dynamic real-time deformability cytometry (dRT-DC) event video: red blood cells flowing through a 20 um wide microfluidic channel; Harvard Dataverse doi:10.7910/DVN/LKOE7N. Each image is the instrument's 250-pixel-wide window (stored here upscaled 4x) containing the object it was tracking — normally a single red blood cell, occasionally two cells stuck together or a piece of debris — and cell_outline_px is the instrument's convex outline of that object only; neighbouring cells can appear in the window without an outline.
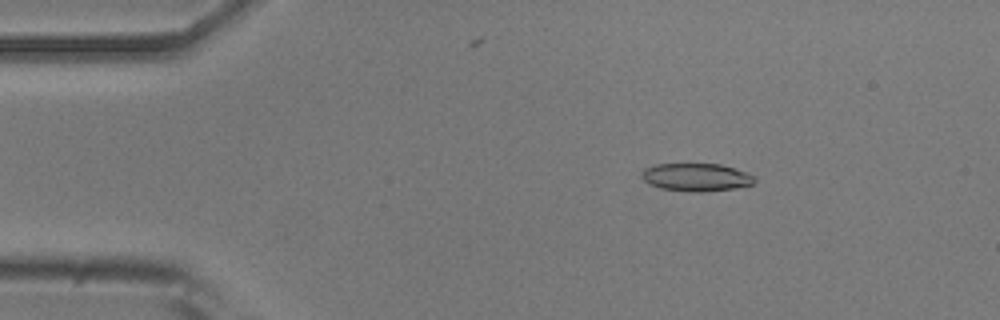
{"species": "common noctule bat (a hibernating species)", "species_latin": "Nyctalus noctula", "temperature_condition": "room temperature", "stored_images_in_passage": 52, "camera_frame_rate_fps": 3000, "um_per_image_px": 0.085, "animal": {"sex": "male", "body_mass_g": 20.5, "forearm_length_mm": 52.5}, "frame": {"image": 1, "passage_image": 8, "time_ms": 2.333, "image_size_px": [1000, 320], "cell_outline_px": [[756, 180], [752, 184], [736, 188], [704, 192], [688, 192], [660, 188], [648, 184], [640, 176], [640, 172], [644, 168], [656, 164], [720, 164], [748, 172], [756, 176]], "centroid_in_image_um": [59.17, 15.07], "position_along_channel_um": 25.8, "area_um2": 18.67}}
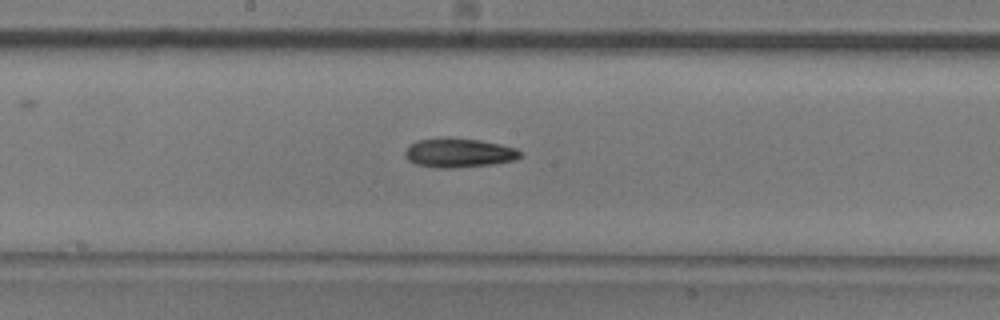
{"frame": {"image": 2, "passage_image": 27, "time_ms": 8.667, "image_size_px": [1000, 320], "cell_outline_px": [[520, 156], [516, 160], [492, 164], [452, 168], [436, 168], [416, 164], [408, 160], [404, 156], [404, 152], [416, 140], [440, 136], [448, 136], [480, 140], [500, 144], [516, 148], [520, 152]], "centroid_in_image_um": [38.96, 12.97], "position_along_channel_um": 209.2, "area_um2": 19.88}}
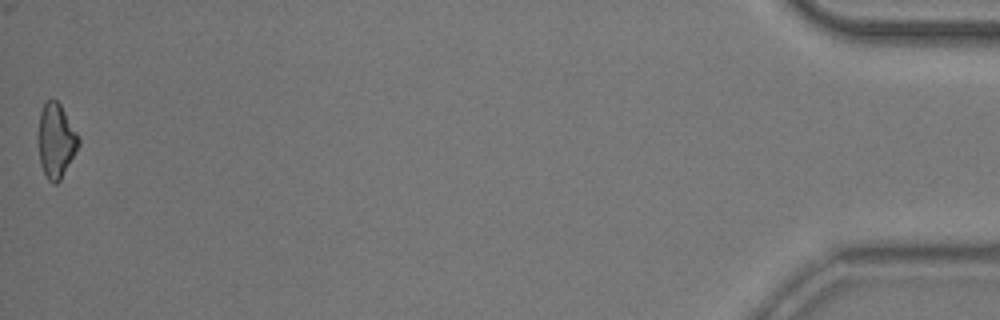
{"frame": {"image": 3, "passage_image": 52, "time_ms": 17.0, "image_size_px": [1000, 320], "cell_outline_px": [[80, 144], [76, 152], [60, 180], [56, 184], [52, 184], [48, 180], [40, 164], [36, 136], [40, 112], [44, 104], [48, 100], [56, 100], [60, 104], [80, 136]], "centroid_in_image_um": [4.74, 11.96], "position_along_channel_um": 430.5, "area_um2": 17.86}, "authors_computed_cell_mechanics": {"area_um2": 18.5827, "velocity_mm_per_s": 3.8438, "shape_relaxation_time_tau1_ms": 5.4717, "shape_relaxation_time_tau2_ms": null, "deformation_change_tau1": 0.1417, "deformation_change_tau2": null}}